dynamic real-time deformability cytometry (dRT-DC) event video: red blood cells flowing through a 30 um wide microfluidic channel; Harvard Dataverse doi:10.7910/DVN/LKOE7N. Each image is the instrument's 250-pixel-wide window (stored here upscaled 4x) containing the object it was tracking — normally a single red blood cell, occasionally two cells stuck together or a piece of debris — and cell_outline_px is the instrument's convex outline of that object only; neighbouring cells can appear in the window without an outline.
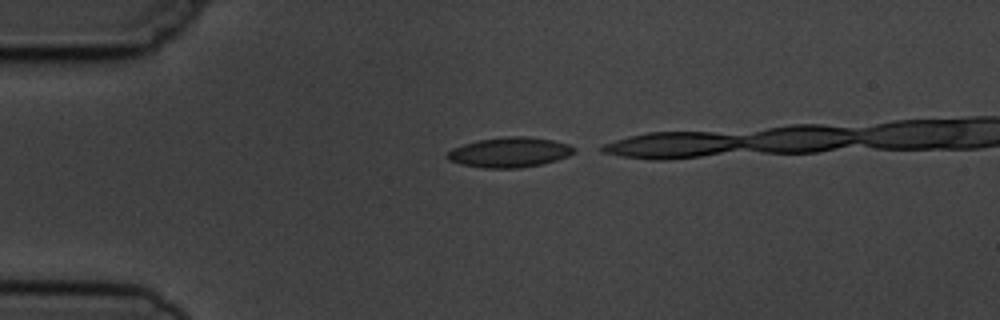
{"species": "common noctule bat (a hibernating species)", "species_latin": "Nyctalus noctula", "temperature_condition": "cold", "stored_images_in_passage": 3, "camera_frame_rate_fps": 3000, "um_per_image_px": 0.085, "animal": {"sex": "male", "body_mass_g": 19.5, "forearm_length_mm": 54.6}, "frame": {"image": 1, "passage_image": 1, "time_ms": 0.0, "image_size_px": [1000, 320], "cell_outline_px": [[576, 152], [568, 156], [556, 160], [540, 164], [520, 168], [484, 168], [460, 164], [448, 160], [444, 156], [452, 148], [464, 144], [480, 140], [508, 136], [524, 136], [552, 140], [568, 144], [576, 148]], "centroid_in_image_um": [43.3, 12.95], "position_along_channel_um": 41.7, "area_um2": 22.14}}